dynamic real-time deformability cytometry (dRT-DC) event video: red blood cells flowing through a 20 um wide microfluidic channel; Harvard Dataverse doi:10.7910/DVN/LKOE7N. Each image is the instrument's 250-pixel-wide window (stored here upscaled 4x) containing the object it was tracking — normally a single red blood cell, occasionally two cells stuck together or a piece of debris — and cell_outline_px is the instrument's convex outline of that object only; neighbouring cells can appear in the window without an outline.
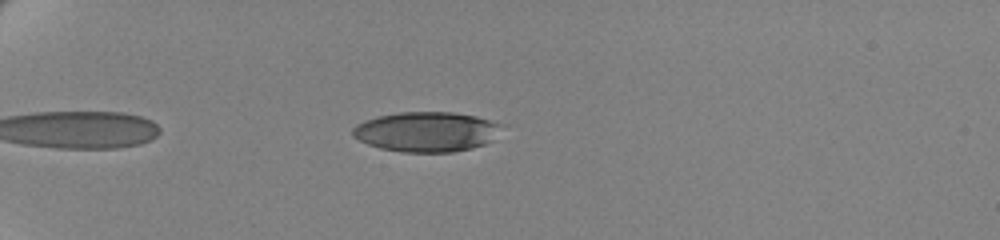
{"species": "human", "species_latin": "Homo sapiens", "temperature_condition": "cold", "stored_images_in_passage": 50, "camera_frame_rate_fps": 3000, "um_per_image_px": 0.085, "donor": {"sex": "female"}, "frame": {"image": 1, "passage_image": 8, "time_ms": 2.333, "image_size_px": [1000, 240], "cell_outline_px": [[508, 124], [492, 140], [484, 144], [472, 148], [452, 152], [400, 152], [380, 148], [368, 144], [352, 136], [352, 128], [356, 124], [364, 120], [380, 116], [400, 112], [452, 112], [476, 116]], "centroid_in_image_um": [36.3, 11.19], "position_along_channel_um": 48.7, "area_um2": 35.03}}
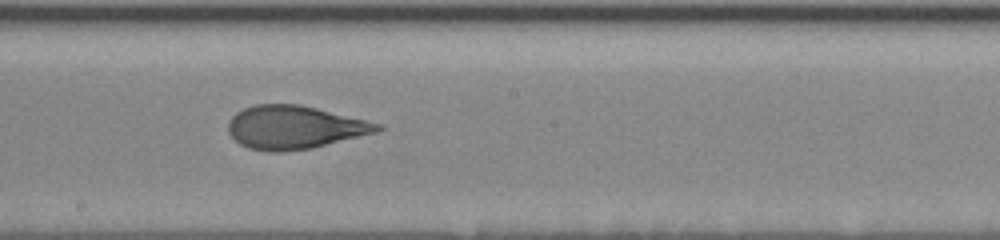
{"frame": {"image": 2, "passage_image": 27, "time_ms": 8.667, "image_size_px": [1000, 240], "cell_outline_px": [[384, 128], [376, 132], [312, 148], [280, 152], [268, 152], [248, 148], [240, 144], [228, 132], [228, 120], [236, 112], [244, 108], [256, 104], [300, 104], [368, 120], [380, 124]], "centroid_in_image_um": [25.01, 10.82], "position_along_channel_um": 223.2, "area_um2": 37.63}}
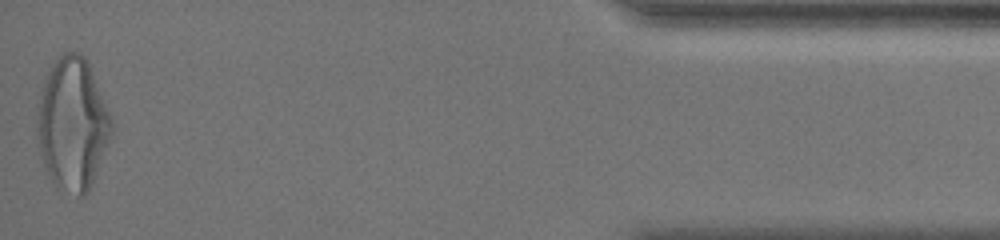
{"frame": {"image": 3, "passage_image": 50, "time_ms": 16.333, "image_size_px": [1000, 240], "cell_outline_px": [[112, 136], [88, 192], [84, 196], [80, 196], [56, 188], [40, 156], [36, 136], [36, 128], [40, 92], [44, 76], [60, 52], [80, 52], [88, 60], [112, 116]], "centroid_in_image_um": [6.16, 10.5], "position_along_channel_um": 429.0, "area_um2": 58.09}, "authors_computed_cell_mechanics": {"area_um2": 37.4544, "velocity_mm_per_s": 3.4564, "shape_relaxation_time_tau1_ms": 5.5595, "shape_relaxation_time_tau2_ms": 1.097, "deformation_change_tau1": 0.2047, "deformation_change_tau2": 0.0774}}